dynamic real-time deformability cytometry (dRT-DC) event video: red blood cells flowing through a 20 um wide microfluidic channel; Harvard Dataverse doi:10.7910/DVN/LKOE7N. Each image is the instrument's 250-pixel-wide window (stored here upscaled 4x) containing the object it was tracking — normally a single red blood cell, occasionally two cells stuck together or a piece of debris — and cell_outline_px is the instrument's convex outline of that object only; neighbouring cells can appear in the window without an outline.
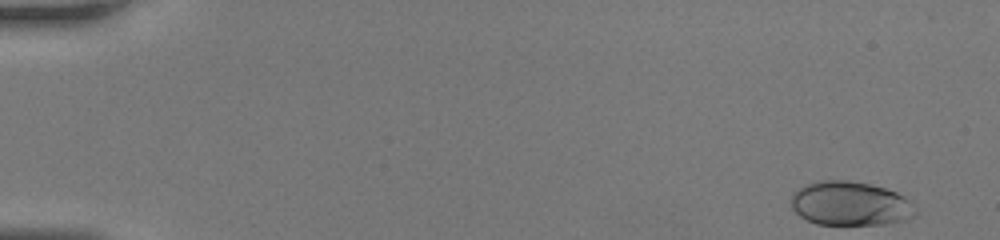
{"species": "human", "species_latin": "Homo sapiens", "temperature_condition": "room temperature", "stored_images_in_passage": 44, "camera_frame_rate_fps": 3000, "um_per_image_px": 0.085, "donor": {"sex": "female"}, "frame": {"image": 1, "passage_image": 1, "time_ms": 0.0, "image_size_px": [1000, 240], "cell_outline_px": [[916, 216], [908, 220], [884, 224], [816, 224], [800, 216], [792, 208], [792, 192], [804, 184], [820, 180], [848, 180], [872, 184], [896, 192], [904, 196], [916, 208]], "centroid_in_image_um": [72.28, 17.3], "position_along_channel_um": 12.7, "area_um2": 32.19}}
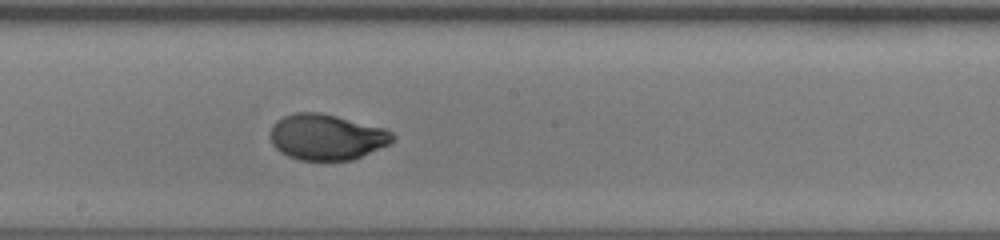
{"frame": {"image": 2, "passage_image": 25, "time_ms": 8.0, "image_size_px": [1000, 240], "cell_outline_px": [[396, 136], [388, 144], [352, 160], [300, 160], [288, 156], [280, 152], [272, 144], [272, 124], [276, 120], [284, 116], [296, 112], [320, 112], [384, 128], [392, 132]], "centroid_in_image_um": [27.74, 11.64], "position_along_channel_um": 220.5, "area_um2": 32.37}}
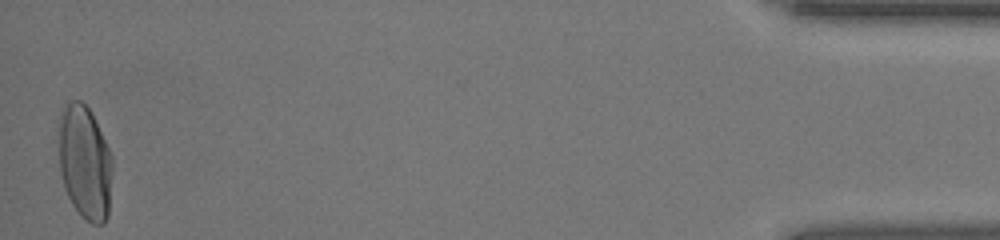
{"frame": {"image": 3, "passage_image": 44, "time_ms": 14.333, "image_size_px": [1000, 240], "cell_outline_px": [[112, 168], [108, 216], [104, 224], [92, 224], [84, 220], [80, 216], [72, 204], [64, 188], [60, 172], [56, 128], [60, 112], [64, 100], [80, 100], [88, 108], [112, 156]], "centroid_in_image_um": [7.15, 13.78], "position_along_channel_um": 428.1, "area_um2": 36.47}}